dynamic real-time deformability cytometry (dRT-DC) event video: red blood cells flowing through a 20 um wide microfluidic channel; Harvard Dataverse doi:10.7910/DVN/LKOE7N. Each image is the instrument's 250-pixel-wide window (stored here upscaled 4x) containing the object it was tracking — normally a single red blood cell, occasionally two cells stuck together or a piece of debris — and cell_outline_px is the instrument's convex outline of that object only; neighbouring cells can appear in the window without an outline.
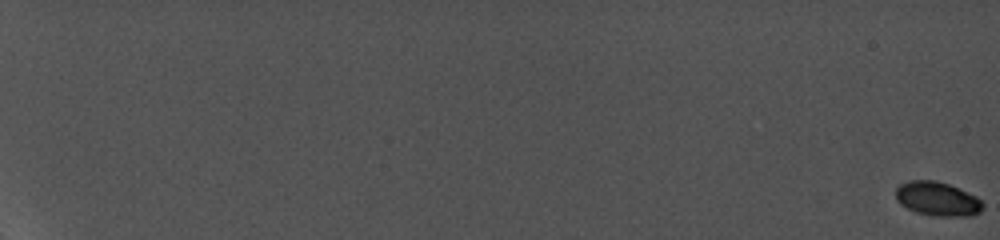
{"species": "common noctule bat (a hibernating species)", "species_latin": "Nyctalus noctula", "temperature_condition": "cold", "stored_images_in_passage": 113, "camera_frame_rate_fps": 5000, "um_per_image_px": 0.085, "animal": {"sex": "female", "body_mass_g": 19.0, "forearm_length_mm": 56.7}, "frame": {"image": 1, "passage_image": 1, "time_ms": 0.0, "image_size_px": [1000, 240], "cell_outline_px": [[984, 208], [980, 212], [972, 216], [932, 216], [916, 212], [900, 204], [896, 200], [896, 188], [900, 184], [912, 180], [932, 180], [948, 184], [980, 200], [984, 204]], "centroid_in_image_um": [79.65, 16.93], "position_along_channel_um": 5.3, "area_um2": 17.05}}
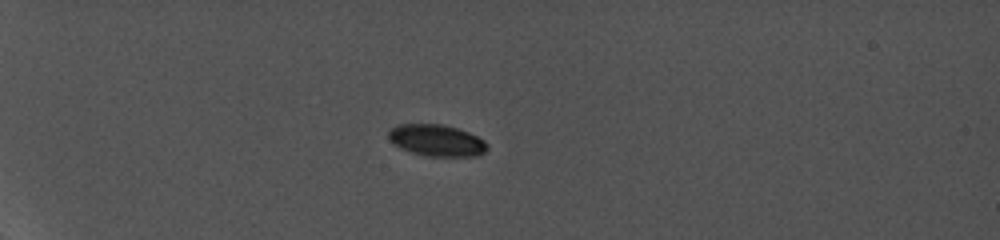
{"frame": {"image": 2, "passage_image": 41, "time_ms": 7.2, "image_size_px": [1000, 240], "cell_outline_px": [[488, 148], [484, 152], [476, 156], [424, 156], [400, 148], [388, 136], [388, 132], [396, 124], [444, 124], [468, 132], [484, 140], [488, 144]], "centroid_in_image_um": [37.13, 11.93], "position_along_channel_um": 47.9, "area_um2": 18.09}}
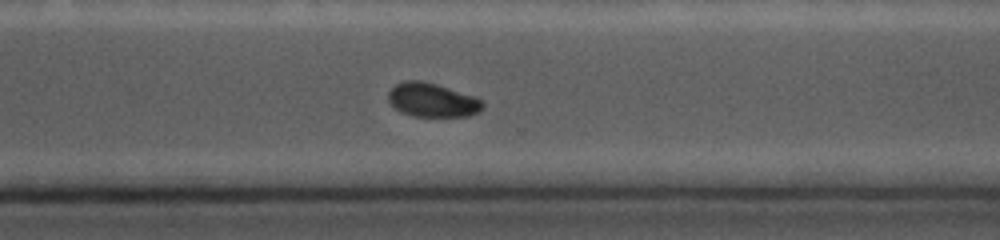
{"frame": {"image": 3, "passage_image": 98, "time_ms": 16.4, "image_size_px": [1000, 240], "cell_outline_px": [[484, 108], [480, 112], [468, 116], [412, 116], [396, 108], [388, 100], [388, 92], [396, 84], [404, 80], [420, 80], [436, 84], [476, 96], [484, 100]], "centroid_in_image_um": [36.8, 8.5], "position_along_channel_um": 333.8, "area_um2": 18.73}}